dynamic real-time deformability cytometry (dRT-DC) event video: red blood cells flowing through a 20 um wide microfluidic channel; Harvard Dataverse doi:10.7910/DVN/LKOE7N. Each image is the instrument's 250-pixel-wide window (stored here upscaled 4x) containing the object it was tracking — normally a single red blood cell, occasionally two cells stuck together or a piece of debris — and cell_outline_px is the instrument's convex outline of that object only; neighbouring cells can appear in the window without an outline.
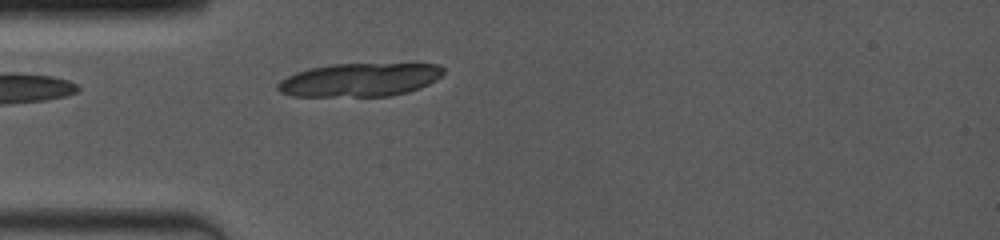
{"species": "common noctule bat (a hibernating species)", "species_latin": "Nyctalus noctula", "temperature_condition": "room temperature", "stored_images_in_passage": 3, "camera_frame_rate_fps": 4000, "um_per_image_px": 0.085, "animal": {"sex": "female", "body_mass_g": 19.0, "forearm_length_mm": 53.3}, "frame": {"image": 1, "passage_image": 3, "time_ms": 1.25, "image_size_px": [1000, 240], "cell_outline_px": [[444, 72], [436, 80], [420, 88], [408, 92], [388, 96], [292, 96], [280, 92], [276, 88], [276, 84], [280, 80], [296, 72], [308, 68], [332, 64], [440, 64], [444, 68]], "centroid_in_image_um": [30.56, 6.78], "position_along_channel_um": 54.4, "area_um2": 32.31}}